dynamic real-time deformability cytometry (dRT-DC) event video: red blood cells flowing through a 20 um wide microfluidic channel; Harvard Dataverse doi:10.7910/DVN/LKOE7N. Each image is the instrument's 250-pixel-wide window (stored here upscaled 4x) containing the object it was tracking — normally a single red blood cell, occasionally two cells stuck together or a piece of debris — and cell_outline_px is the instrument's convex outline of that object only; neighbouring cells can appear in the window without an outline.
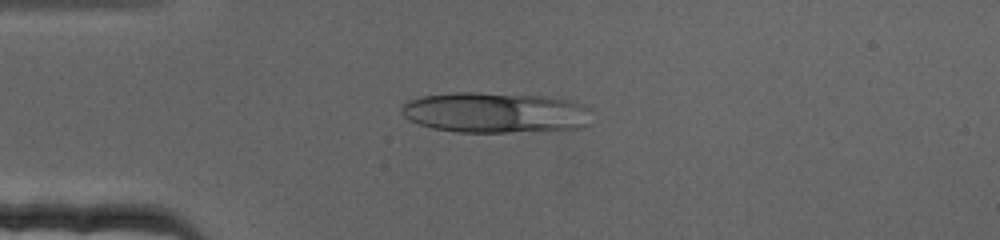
{"species": "human", "species_latin": "Homo sapiens", "temperature_condition": "cold", "stored_images_in_passage": 53, "camera_frame_rate_fps": 3000, "um_per_image_px": 0.085, "donor": {"sex": "female"}, "frame": {"image": 1, "passage_image": 1, "time_ms": 0.0, "image_size_px": [1000, 240], "cell_outline_px": [[592, 124], [584, 128], [508, 132], [456, 132], [432, 128], [408, 120], [400, 112], [400, 108], [408, 100], [424, 96], [456, 92], [476, 92], [544, 96], [576, 100], [592, 108]], "centroid_in_image_um": [42.2, 9.57], "position_along_channel_um": 42.8, "area_um2": 45.78}}
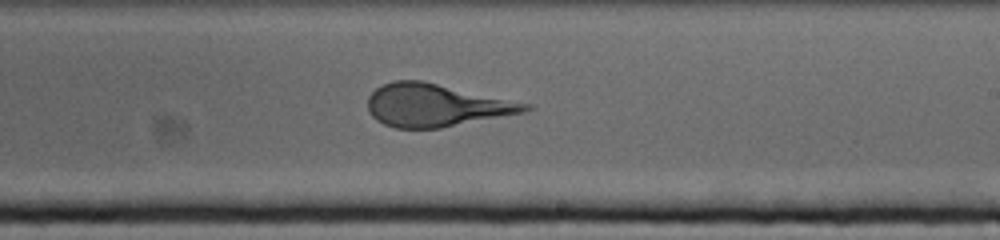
{"frame": {"image": 2, "passage_image": 25, "time_ms": 8.0, "image_size_px": [1000, 240], "cell_outline_px": [[532, 108], [524, 112], [440, 128], [396, 128], [384, 124], [376, 120], [368, 112], [368, 96], [376, 88], [392, 80], [424, 80], [532, 104]], "centroid_in_image_um": [37.04, 8.93], "position_along_channel_um": 252.0, "area_um2": 39.25}}
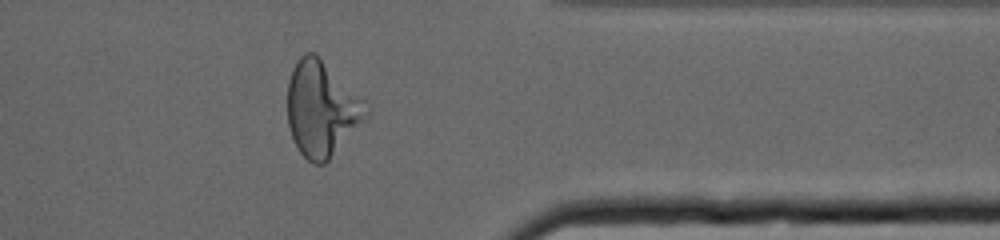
{"frame": {"image": 3, "passage_image": 40, "time_ms": 13.0, "image_size_px": [1000, 240], "cell_outline_px": [[372, 112], [328, 160], [324, 164], [312, 164], [300, 152], [292, 136], [288, 124], [288, 80], [292, 68], [296, 60], [304, 52], [316, 52], [372, 104]], "centroid_in_image_um": [27.4, 9.18], "position_along_channel_um": 384.0, "area_um2": 44.62}}